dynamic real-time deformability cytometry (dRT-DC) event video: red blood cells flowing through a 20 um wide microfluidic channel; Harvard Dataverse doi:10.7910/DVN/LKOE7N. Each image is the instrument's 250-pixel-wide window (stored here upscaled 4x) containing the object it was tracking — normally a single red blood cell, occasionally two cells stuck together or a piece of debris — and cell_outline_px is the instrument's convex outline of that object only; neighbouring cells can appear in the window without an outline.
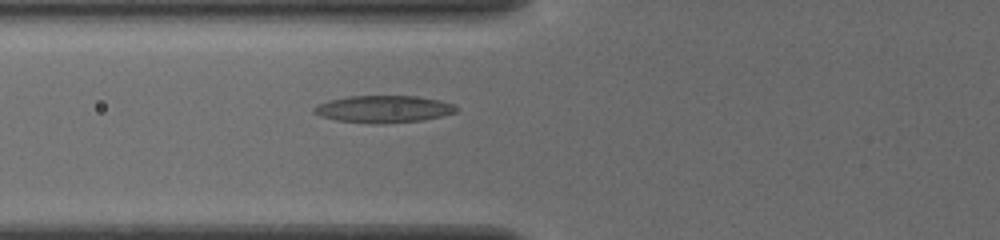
{"species": "common noctule bat (a hibernating species)", "species_latin": "Nyctalus noctula", "temperature_condition": "cold", "stored_images_in_passage": 37, "camera_frame_rate_fps": 3000, "um_per_image_px": 0.085, "animal": {"sex": "female", "body_mass_g": 19.5, "forearm_length_mm": 54.1}, "frame": {"image": 1, "passage_image": 13, "time_ms": 4.0, "image_size_px": [1000, 240], "cell_outline_px": [[460, 108], [456, 112], [424, 120], [380, 124], [336, 120], [320, 116], [312, 112], [312, 108], [316, 104], [328, 100], [348, 96], [416, 96], [440, 100], [452, 104]], "centroid_in_image_um": [32.57, 9.27], "position_along_channel_um": 93.2, "area_um2": 22.6}}
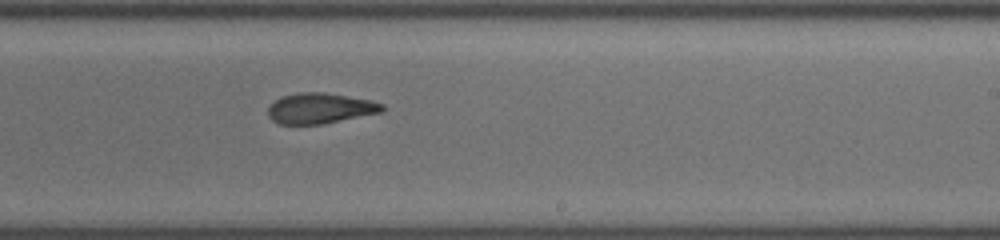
{"frame": {"image": 2, "passage_image": 26, "time_ms": 8.333, "image_size_px": [1000, 240], "cell_outline_px": [[384, 108], [380, 112], [324, 124], [276, 124], [268, 116], [268, 108], [280, 96], [300, 92], [324, 92], [372, 100], [384, 104]], "centroid_in_image_um": [27.19, 9.2], "position_along_channel_um": 261.8, "area_um2": 20.35}}
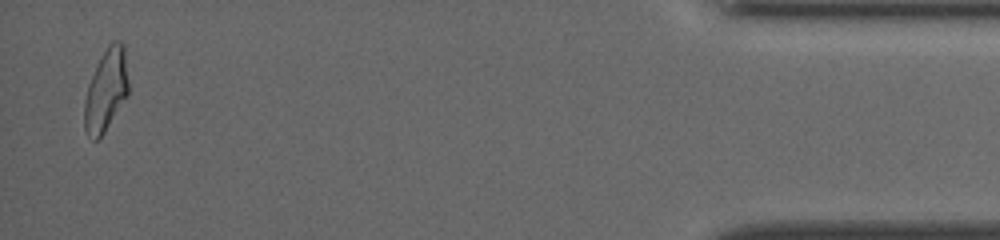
{"frame": {"image": 3, "passage_image": 37, "time_ms": 12.0, "image_size_px": [1000, 240], "cell_outline_px": [[128, 92], [104, 132], [96, 140], [92, 140], [88, 136], [84, 128], [84, 104], [88, 84], [96, 64], [108, 44], [112, 40], [120, 40], [124, 44], [128, 80]], "centroid_in_image_um": [9.0, 7.61], "position_along_channel_um": 426.2, "area_um2": 20.92}, "authors_computed_cell_mechanics": {"area_um2": 21.097, "velocity_mm_per_s": 3.8858, "shape_relaxation_time_tau1_ms": null, "shape_relaxation_time_tau2_ms": 3.7751, "deformation_change_tau1": null, "deformation_change_tau2": 0.1287}}